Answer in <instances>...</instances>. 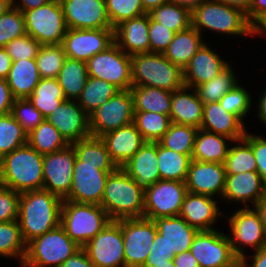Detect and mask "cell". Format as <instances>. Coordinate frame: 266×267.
<instances>
[{
  "mask_svg": "<svg viewBox=\"0 0 266 267\" xmlns=\"http://www.w3.org/2000/svg\"><path fill=\"white\" fill-rule=\"evenodd\" d=\"M68 29H113L105 0H59Z\"/></svg>",
  "mask_w": 266,
  "mask_h": 267,
  "instance_id": "cell-20",
  "label": "cell"
},
{
  "mask_svg": "<svg viewBox=\"0 0 266 267\" xmlns=\"http://www.w3.org/2000/svg\"><path fill=\"white\" fill-rule=\"evenodd\" d=\"M11 114L27 134L33 131L45 119L28 98L15 99Z\"/></svg>",
  "mask_w": 266,
  "mask_h": 267,
  "instance_id": "cell-52",
  "label": "cell"
},
{
  "mask_svg": "<svg viewBox=\"0 0 266 267\" xmlns=\"http://www.w3.org/2000/svg\"><path fill=\"white\" fill-rule=\"evenodd\" d=\"M76 151V157L84 164L97 165L101 170H116L118 167L112 161L105 142L101 137L88 136L71 143Z\"/></svg>",
  "mask_w": 266,
  "mask_h": 267,
  "instance_id": "cell-35",
  "label": "cell"
},
{
  "mask_svg": "<svg viewBox=\"0 0 266 267\" xmlns=\"http://www.w3.org/2000/svg\"><path fill=\"white\" fill-rule=\"evenodd\" d=\"M197 131L195 127L171 122L158 142L168 149L191 156Z\"/></svg>",
  "mask_w": 266,
  "mask_h": 267,
  "instance_id": "cell-45",
  "label": "cell"
},
{
  "mask_svg": "<svg viewBox=\"0 0 266 267\" xmlns=\"http://www.w3.org/2000/svg\"><path fill=\"white\" fill-rule=\"evenodd\" d=\"M266 15V0H252L250 10L246 14L248 21L253 24L260 17Z\"/></svg>",
  "mask_w": 266,
  "mask_h": 267,
  "instance_id": "cell-59",
  "label": "cell"
},
{
  "mask_svg": "<svg viewBox=\"0 0 266 267\" xmlns=\"http://www.w3.org/2000/svg\"><path fill=\"white\" fill-rule=\"evenodd\" d=\"M225 178L226 171L224 164L192 159L185 181L187 192L210 197L219 195L222 198L225 188Z\"/></svg>",
  "mask_w": 266,
  "mask_h": 267,
  "instance_id": "cell-21",
  "label": "cell"
},
{
  "mask_svg": "<svg viewBox=\"0 0 266 267\" xmlns=\"http://www.w3.org/2000/svg\"><path fill=\"white\" fill-rule=\"evenodd\" d=\"M265 183L257 171L226 174L222 197L230 202L240 201L245 208H249L248 201L255 206L263 199Z\"/></svg>",
  "mask_w": 266,
  "mask_h": 267,
  "instance_id": "cell-24",
  "label": "cell"
},
{
  "mask_svg": "<svg viewBox=\"0 0 266 267\" xmlns=\"http://www.w3.org/2000/svg\"><path fill=\"white\" fill-rule=\"evenodd\" d=\"M254 209L260 216V220L266 234V202L261 199L255 206Z\"/></svg>",
  "mask_w": 266,
  "mask_h": 267,
  "instance_id": "cell-67",
  "label": "cell"
},
{
  "mask_svg": "<svg viewBox=\"0 0 266 267\" xmlns=\"http://www.w3.org/2000/svg\"><path fill=\"white\" fill-rule=\"evenodd\" d=\"M204 43L201 34L190 26L175 33L163 55L173 64L184 69Z\"/></svg>",
  "mask_w": 266,
  "mask_h": 267,
  "instance_id": "cell-32",
  "label": "cell"
},
{
  "mask_svg": "<svg viewBox=\"0 0 266 267\" xmlns=\"http://www.w3.org/2000/svg\"><path fill=\"white\" fill-rule=\"evenodd\" d=\"M192 158L162 146L157 142V164L162 180L185 182Z\"/></svg>",
  "mask_w": 266,
  "mask_h": 267,
  "instance_id": "cell-37",
  "label": "cell"
},
{
  "mask_svg": "<svg viewBox=\"0 0 266 267\" xmlns=\"http://www.w3.org/2000/svg\"><path fill=\"white\" fill-rule=\"evenodd\" d=\"M157 228L147 218L122 219L125 267H143L152 248Z\"/></svg>",
  "mask_w": 266,
  "mask_h": 267,
  "instance_id": "cell-15",
  "label": "cell"
},
{
  "mask_svg": "<svg viewBox=\"0 0 266 267\" xmlns=\"http://www.w3.org/2000/svg\"><path fill=\"white\" fill-rule=\"evenodd\" d=\"M62 204L61 198L44 189L20 194L18 222L26 243L60 225Z\"/></svg>",
  "mask_w": 266,
  "mask_h": 267,
  "instance_id": "cell-1",
  "label": "cell"
},
{
  "mask_svg": "<svg viewBox=\"0 0 266 267\" xmlns=\"http://www.w3.org/2000/svg\"><path fill=\"white\" fill-rule=\"evenodd\" d=\"M28 100L46 118L66 98L56 78H41L33 93L28 97Z\"/></svg>",
  "mask_w": 266,
  "mask_h": 267,
  "instance_id": "cell-38",
  "label": "cell"
},
{
  "mask_svg": "<svg viewBox=\"0 0 266 267\" xmlns=\"http://www.w3.org/2000/svg\"><path fill=\"white\" fill-rule=\"evenodd\" d=\"M134 111H150L169 115L172 92L149 86H132Z\"/></svg>",
  "mask_w": 266,
  "mask_h": 267,
  "instance_id": "cell-34",
  "label": "cell"
},
{
  "mask_svg": "<svg viewBox=\"0 0 266 267\" xmlns=\"http://www.w3.org/2000/svg\"><path fill=\"white\" fill-rule=\"evenodd\" d=\"M228 219L231 229L229 234H232L229 236L232 251L239 259L245 255L242 248L246 245L255 251L266 246V234L256 210L250 207L239 208Z\"/></svg>",
  "mask_w": 266,
  "mask_h": 267,
  "instance_id": "cell-18",
  "label": "cell"
},
{
  "mask_svg": "<svg viewBox=\"0 0 266 267\" xmlns=\"http://www.w3.org/2000/svg\"><path fill=\"white\" fill-rule=\"evenodd\" d=\"M60 267H94V264L89 259L85 249L81 247L65 262H63Z\"/></svg>",
  "mask_w": 266,
  "mask_h": 267,
  "instance_id": "cell-58",
  "label": "cell"
},
{
  "mask_svg": "<svg viewBox=\"0 0 266 267\" xmlns=\"http://www.w3.org/2000/svg\"><path fill=\"white\" fill-rule=\"evenodd\" d=\"M231 7L242 10L245 14H247L250 10V6L252 0H215Z\"/></svg>",
  "mask_w": 266,
  "mask_h": 267,
  "instance_id": "cell-64",
  "label": "cell"
},
{
  "mask_svg": "<svg viewBox=\"0 0 266 267\" xmlns=\"http://www.w3.org/2000/svg\"><path fill=\"white\" fill-rule=\"evenodd\" d=\"M13 6V0H0V15Z\"/></svg>",
  "mask_w": 266,
  "mask_h": 267,
  "instance_id": "cell-71",
  "label": "cell"
},
{
  "mask_svg": "<svg viewBox=\"0 0 266 267\" xmlns=\"http://www.w3.org/2000/svg\"><path fill=\"white\" fill-rule=\"evenodd\" d=\"M142 5L144 7V10L149 13L151 12L154 8L159 7L163 3L168 2V0H141Z\"/></svg>",
  "mask_w": 266,
  "mask_h": 267,
  "instance_id": "cell-69",
  "label": "cell"
},
{
  "mask_svg": "<svg viewBox=\"0 0 266 267\" xmlns=\"http://www.w3.org/2000/svg\"><path fill=\"white\" fill-rule=\"evenodd\" d=\"M86 64L88 77L102 79L120 90L131 89V55L115 42L105 51L95 54Z\"/></svg>",
  "mask_w": 266,
  "mask_h": 267,
  "instance_id": "cell-10",
  "label": "cell"
},
{
  "mask_svg": "<svg viewBox=\"0 0 266 267\" xmlns=\"http://www.w3.org/2000/svg\"><path fill=\"white\" fill-rule=\"evenodd\" d=\"M88 78L86 62L66 58L57 76L66 100L77 101Z\"/></svg>",
  "mask_w": 266,
  "mask_h": 267,
  "instance_id": "cell-36",
  "label": "cell"
},
{
  "mask_svg": "<svg viewBox=\"0 0 266 267\" xmlns=\"http://www.w3.org/2000/svg\"><path fill=\"white\" fill-rule=\"evenodd\" d=\"M110 221L100 205L63 200L60 225L80 247L93 239Z\"/></svg>",
  "mask_w": 266,
  "mask_h": 267,
  "instance_id": "cell-7",
  "label": "cell"
},
{
  "mask_svg": "<svg viewBox=\"0 0 266 267\" xmlns=\"http://www.w3.org/2000/svg\"><path fill=\"white\" fill-rule=\"evenodd\" d=\"M144 192L160 180L157 164V142H145L121 167Z\"/></svg>",
  "mask_w": 266,
  "mask_h": 267,
  "instance_id": "cell-26",
  "label": "cell"
},
{
  "mask_svg": "<svg viewBox=\"0 0 266 267\" xmlns=\"http://www.w3.org/2000/svg\"><path fill=\"white\" fill-rule=\"evenodd\" d=\"M15 98L6 79H0V116L11 113Z\"/></svg>",
  "mask_w": 266,
  "mask_h": 267,
  "instance_id": "cell-57",
  "label": "cell"
},
{
  "mask_svg": "<svg viewBox=\"0 0 266 267\" xmlns=\"http://www.w3.org/2000/svg\"><path fill=\"white\" fill-rule=\"evenodd\" d=\"M76 151L66 148L43 156V189L64 200L70 191Z\"/></svg>",
  "mask_w": 266,
  "mask_h": 267,
  "instance_id": "cell-17",
  "label": "cell"
},
{
  "mask_svg": "<svg viewBox=\"0 0 266 267\" xmlns=\"http://www.w3.org/2000/svg\"><path fill=\"white\" fill-rule=\"evenodd\" d=\"M152 248L145 263H161L172 260L175 255L190 250L198 230L191 227L182 217H158Z\"/></svg>",
  "mask_w": 266,
  "mask_h": 267,
  "instance_id": "cell-5",
  "label": "cell"
},
{
  "mask_svg": "<svg viewBox=\"0 0 266 267\" xmlns=\"http://www.w3.org/2000/svg\"><path fill=\"white\" fill-rule=\"evenodd\" d=\"M12 59L5 47H0V79H6L11 69Z\"/></svg>",
  "mask_w": 266,
  "mask_h": 267,
  "instance_id": "cell-62",
  "label": "cell"
},
{
  "mask_svg": "<svg viewBox=\"0 0 266 267\" xmlns=\"http://www.w3.org/2000/svg\"><path fill=\"white\" fill-rule=\"evenodd\" d=\"M132 86H149L170 92L185 86L183 69L163 53H137L131 55Z\"/></svg>",
  "mask_w": 266,
  "mask_h": 267,
  "instance_id": "cell-4",
  "label": "cell"
},
{
  "mask_svg": "<svg viewBox=\"0 0 266 267\" xmlns=\"http://www.w3.org/2000/svg\"><path fill=\"white\" fill-rule=\"evenodd\" d=\"M54 0H20L19 4L16 3V0H13V6L20 10L22 13L37 7H41L44 4H47Z\"/></svg>",
  "mask_w": 266,
  "mask_h": 267,
  "instance_id": "cell-63",
  "label": "cell"
},
{
  "mask_svg": "<svg viewBox=\"0 0 266 267\" xmlns=\"http://www.w3.org/2000/svg\"><path fill=\"white\" fill-rule=\"evenodd\" d=\"M27 143L42 155L62 150L69 145L46 119L27 135Z\"/></svg>",
  "mask_w": 266,
  "mask_h": 267,
  "instance_id": "cell-40",
  "label": "cell"
},
{
  "mask_svg": "<svg viewBox=\"0 0 266 267\" xmlns=\"http://www.w3.org/2000/svg\"><path fill=\"white\" fill-rule=\"evenodd\" d=\"M133 123L146 142H158L168 131L170 116L150 111H134Z\"/></svg>",
  "mask_w": 266,
  "mask_h": 267,
  "instance_id": "cell-41",
  "label": "cell"
},
{
  "mask_svg": "<svg viewBox=\"0 0 266 267\" xmlns=\"http://www.w3.org/2000/svg\"><path fill=\"white\" fill-rule=\"evenodd\" d=\"M149 53H164L173 40L175 32L161 23L154 21L149 15Z\"/></svg>",
  "mask_w": 266,
  "mask_h": 267,
  "instance_id": "cell-54",
  "label": "cell"
},
{
  "mask_svg": "<svg viewBox=\"0 0 266 267\" xmlns=\"http://www.w3.org/2000/svg\"><path fill=\"white\" fill-rule=\"evenodd\" d=\"M186 194L185 182L160 179L144 193V218L179 216Z\"/></svg>",
  "mask_w": 266,
  "mask_h": 267,
  "instance_id": "cell-14",
  "label": "cell"
},
{
  "mask_svg": "<svg viewBox=\"0 0 266 267\" xmlns=\"http://www.w3.org/2000/svg\"><path fill=\"white\" fill-rule=\"evenodd\" d=\"M25 34V19L20 10L12 6L0 15V47H6L9 42Z\"/></svg>",
  "mask_w": 266,
  "mask_h": 267,
  "instance_id": "cell-50",
  "label": "cell"
},
{
  "mask_svg": "<svg viewBox=\"0 0 266 267\" xmlns=\"http://www.w3.org/2000/svg\"><path fill=\"white\" fill-rule=\"evenodd\" d=\"M214 197L187 192L179 216L198 231L213 230V223L222 215Z\"/></svg>",
  "mask_w": 266,
  "mask_h": 267,
  "instance_id": "cell-29",
  "label": "cell"
},
{
  "mask_svg": "<svg viewBox=\"0 0 266 267\" xmlns=\"http://www.w3.org/2000/svg\"><path fill=\"white\" fill-rule=\"evenodd\" d=\"M27 135L11 113L0 116V152L3 155L27 144Z\"/></svg>",
  "mask_w": 266,
  "mask_h": 267,
  "instance_id": "cell-48",
  "label": "cell"
},
{
  "mask_svg": "<svg viewBox=\"0 0 266 267\" xmlns=\"http://www.w3.org/2000/svg\"><path fill=\"white\" fill-rule=\"evenodd\" d=\"M263 200L266 202V183H265V188H264Z\"/></svg>",
  "mask_w": 266,
  "mask_h": 267,
  "instance_id": "cell-73",
  "label": "cell"
},
{
  "mask_svg": "<svg viewBox=\"0 0 266 267\" xmlns=\"http://www.w3.org/2000/svg\"><path fill=\"white\" fill-rule=\"evenodd\" d=\"M83 248L94 267H125L122 219L111 220Z\"/></svg>",
  "mask_w": 266,
  "mask_h": 267,
  "instance_id": "cell-12",
  "label": "cell"
},
{
  "mask_svg": "<svg viewBox=\"0 0 266 267\" xmlns=\"http://www.w3.org/2000/svg\"><path fill=\"white\" fill-rule=\"evenodd\" d=\"M113 171L115 170H101L97 165L84 164L76 157L72 185L64 200L101 205L107 178Z\"/></svg>",
  "mask_w": 266,
  "mask_h": 267,
  "instance_id": "cell-16",
  "label": "cell"
},
{
  "mask_svg": "<svg viewBox=\"0 0 266 267\" xmlns=\"http://www.w3.org/2000/svg\"><path fill=\"white\" fill-rule=\"evenodd\" d=\"M133 119L131 90H120L89 115L90 135L101 137L109 131L132 123Z\"/></svg>",
  "mask_w": 266,
  "mask_h": 267,
  "instance_id": "cell-13",
  "label": "cell"
},
{
  "mask_svg": "<svg viewBox=\"0 0 266 267\" xmlns=\"http://www.w3.org/2000/svg\"><path fill=\"white\" fill-rule=\"evenodd\" d=\"M43 156L28 143L4 155L0 185L20 194L43 189Z\"/></svg>",
  "mask_w": 266,
  "mask_h": 267,
  "instance_id": "cell-2",
  "label": "cell"
},
{
  "mask_svg": "<svg viewBox=\"0 0 266 267\" xmlns=\"http://www.w3.org/2000/svg\"><path fill=\"white\" fill-rule=\"evenodd\" d=\"M259 106L258 108V116L261 121H263L264 124H266V89L264 91V94L259 100Z\"/></svg>",
  "mask_w": 266,
  "mask_h": 267,
  "instance_id": "cell-68",
  "label": "cell"
},
{
  "mask_svg": "<svg viewBox=\"0 0 266 267\" xmlns=\"http://www.w3.org/2000/svg\"><path fill=\"white\" fill-rule=\"evenodd\" d=\"M144 191L121 168L107 178L101 207L111 220L144 217Z\"/></svg>",
  "mask_w": 266,
  "mask_h": 267,
  "instance_id": "cell-3",
  "label": "cell"
},
{
  "mask_svg": "<svg viewBox=\"0 0 266 267\" xmlns=\"http://www.w3.org/2000/svg\"><path fill=\"white\" fill-rule=\"evenodd\" d=\"M41 44L29 34L15 38L6 45V50L12 61L33 59L38 55Z\"/></svg>",
  "mask_w": 266,
  "mask_h": 267,
  "instance_id": "cell-53",
  "label": "cell"
},
{
  "mask_svg": "<svg viewBox=\"0 0 266 267\" xmlns=\"http://www.w3.org/2000/svg\"><path fill=\"white\" fill-rule=\"evenodd\" d=\"M190 252L200 267H240V259L232 251L229 236L222 231H198Z\"/></svg>",
  "mask_w": 266,
  "mask_h": 267,
  "instance_id": "cell-11",
  "label": "cell"
},
{
  "mask_svg": "<svg viewBox=\"0 0 266 267\" xmlns=\"http://www.w3.org/2000/svg\"><path fill=\"white\" fill-rule=\"evenodd\" d=\"M226 62L205 42L183 69L185 86L195 89L198 85L212 80L229 66Z\"/></svg>",
  "mask_w": 266,
  "mask_h": 267,
  "instance_id": "cell-23",
  "label": "cell"
},
{
  "mask_svg": "<svg viewBox=\"0 0 266 267\" xmlns=\"http://www.w3.org/2000/svg\"><path fill=\"white\" fill-rule=\"evenodd\" d=\"M80 248L59 225L29 241L25 258L40 267H60Z\"/></svg>",
  "mask_w": 266,
  "mask_h": 267,
  "instance_id": "cell-8",
  "label": "cell"
},
{
  "mask_svg": "<svg viewBox=\"0 0 266 267\" xmlns=\"http://www.w3.org/2000/svg\"><path fill=\"white\" fill-rule=\"evenodd\" d=\"M101 138L117 167L127 163L146 142L133 122L109 131Z\"/></svg>",
  "mask_w": 266,
  "mask_h": 267,
  "instance_id": "cell-25",
  "label": "cell"
},
{
  "mask_svg": "<svg viewBox=\"0 0 266 267\" xmlns=\"http://www.w3.org/2000/svg\"><path fill=\"white\" fill-rule=\"evenodd\" d=\"M253 263V264H252ZM250 267H266V246L256 250ZM246 254L240 259V267H249Z\"/></svg>",
  "mask_w": 266,
  "mask_h": 267,
  "instance_id": "cell-60",
  "label": "cell"
},
{
  "mask_svg": "<svg viewBox=\"0 0 266 267\" xmlns=\"http://www.w3.org/2000/svg\"><path fill=\"white\" fill-rule=\"evenodd\" d=\"M41 80L36 59L12 61L6 81L15 99L28 98Z\"/></svg>",
  "mask_w": 266,
  "mask_h": 267,
  "instance_id": "cell-31",
  "label": "cell"
},
{
  "mask_svg": "<svg viewBox=\"0 0 266 267\" xmlns=\"http://www.w3.org/2000/svg\"><path fill=\"white\" fill-rule=\"evenodd\" d=\"M3 156H4V155L0 152V164L2 163Z\"/></svg>",
  "mask_w": 266,
  "mask_h": 267,
  "instance_id": "cell-74",
  "label": "cell"
},
{
  "mask_svg": "<svg viewBox=\"0 0 266 267\" xmlns=\"http://www.w3.org/2000/svg\"><path fill=\"white\" fill-rule=\"evenodd\" d=\"M226 139L232 142L230 138L199 128L191 158L196 161L224 164L229 150Z\"/></svg>",
  "mask_w": 266,
  "mask_h": 267,
  "instance_id": "cell-33",
  "label": "cell"
},
{
  "mask_svg": "<svg viewBox=\"0 0 266 267\" xmlns=\"http://www.w3.org/2000/svg\"><path fill=\"white\" fill-rule=\"evenodd\" d=\"M66 58L62 44L41 45L35 58L41 78H57Z\"/></svg>",
  "mask_w": 266,
  "mask_h": 267,
  "instance_id": "cell-47",
  "label": "cell"
},
{
  "mask_svg": "<svg viewBox=\"0 0 266 267\" xmlns=\"http://www.w3.org/2000/svg\"><path fill=\"white\" fill-rule=\"evenodd\" d=\"M105 3L113 29L126 20L147 13L141 0H105Z\"/></svg>",
  "mask_w": 266,
  "mask_h": 267,
  "instance_id": "cell-49",
  "label": "cell"
},
{
  "mask_svg": "<svg viewBox=\"0 0 266 267\" xmlns=\"http://www.w3.org/2000/svg\"><path fill=\"white\" fill-rule=\"evenodd\" d=\"M245 128L244 123L226 111L219 101L204 104L200 129L230 138L234 143L244 138Z\"/></svg>",
  "mask_w": 266,
  "mask_h": 267,
  "instance_id": "cell-27",
  "label": "cell"
},
{
  "mask_svg": "<svg viewBox=\"0 0 266 267\" xmlns=\"http://www.w3.org/2000/svg\"><path fill=\"white\" fill-rule=\"evenodd\" d=\"M20 193L0 185V222L18 220Z\"/></svg>",
  "mask_w": 266,
  "mask_h": 267,
  "instance_id": "cell-55",
  "label": "cell"
},
{
  "mask_svg": "<svg viewBox=\"0 0 266 267\" xmlns=\"http://www.w3.org/2000/svg\"><path fill=\"white\" fill-rule=\"evenodd\" d=\"M26 250L18 220L0 222V256L20 260L25 258Z\"/></svg>",
  "mask_w": 266,
  "mask_h": 267,
  "instance_id": "cell-43",
  "label": "cell"
},
{
  "mask_svg": "<svg viewBox=\"0 0 266 267\" xmlns=\"http://www.w3.org/2000/svg\"><path fill=\"white\" fill-rule=\"evenodd\" d=\"M114 43V29H68L62 45L68 58L87 62Z\"/></svg>",
  "mask_w": 266,
  "mask_h": 267,
  "instance_id": "cell-19",
  "label": "cell"
},
{
  "mask_svg": "<svg viewBox=\"0 0 266 267\" xmlns=\"http://www.w3.org/2000/svg\"><path fill=\"white\" fill-rule=\"evenodd\" d=\"M234 73L232 66L229 65L212 80L198 85L195 90L199 99L204 104L219 101L228 91L238 84V77Z\"/></svg>",
  "mask_w": 266,
  "mask_h": 267,
  "instance_id": "cell-42",
  "label": "cell"
},
{
  "mask_svg": "<svg viewBox=\"0 0 266 267\" xmlns=\"http://www.w3.org/2000/svg\"><path fill=\"white\" fill-rule=\"evenodd\" d=\"M26 34L41 45L62 44L68 27L59 0L23 12Z\"/></svg>",
  "mask_w": 266,
  "mask_h": 267,
  "instance_id": "cell-9",
  "label": "cell"
},
{
  "mask_svg": "<svg viewBox=\"0 0 266 267\" xmlns=\"http://www.w3.org/2000/svg\"><path fill=\"white\" fill-rule=\"evenodd\" d=\"M143 267H175L173 260L161 262V263H145Z\"/></svg>",
  "mask_w": 266,
  "mask_h": 267,
  "instance_id": "cell-70",
  "label": "cell"
},
{
  "mask_svg": "<svg viewBox=\"0 0 266 267\" xmlns=\"http://www.w3.org/2000/svg\"><path fill=\"white\" fill-rule=\"evenodd\" d=\"M172 260L175 267H200L190 250L175 255Z\"/></svg>",
  "mask_w": 266,
  "mask_h": 267,
  "instance_id": "cell-61",
  "label": "cell"
},
{
  "mask_svg": "<svg viewBox=\"0 0 266 267\" xmlns=\"http://www.w3.org/2000/svg\"><path fill=\"white\" fill-rule=\"evenodd\" d=\"M75 102L64 100L45 118L69 144L90 136L89 116Z\"/></svg>",
  "mask_w": 266,
  "mask_h": 267,
  "instance_id": "cell-22",
  "label": "cell"
},
{
  "mask_svg": "<svg viewBox=\"0 0 266 267\" xmlns=\"http://www.w3.org/2000/svg\"><path fill=\"white\" fill-rule=\"evenodd\" d=\"M251 147L255 155L257 172L266 182V140L262 136L246 134L243 138Z\"/></svg>",
  "mask_w": 266,
  "mask_h": 267,
  "instance_id": "cell-56",
  "label": "cell"
},
{
  "mask_svg": "<svg viewBox=\"0 0 266 267\" xmlns=\"http://www.w3.org/2000/svg\"><path fill=\"white\" fill-rule=\"evenodd\" d=\"M149 13L126 20L114 28V42L128 55L149 53Z\"/></svg>",
  "mask_w": 266,
  "mask_h": 267,
  "instance_id": "cell-28",
  "label": "cell"
},
{
  "mask_svg": "<svg viewBox=\"0 0 266 267\" xmlns=\"http://www.w3.org/2000/svg\"><path fill=\"white\" fill-rule=\"evenodd\" d=\"M219 103L226 111L235 114L244 123L243 119L249 112L252 102L249 92L236 84L219 100Z\"/></svg>",
  "mask_w": 266,
  "mask_h": 267,
  "instance_id": "cell-51",
  "label": "cell"
},
{
  "mask_svg": "<svg viewBox=\"0 0 266 267\" xmlns=\"http://www.w3.org/2000/svg\"><path fill=\"white\" fill-rule=\"evenodd\" d=\"M205 1L207 0H168V2L187 8L190 12Z\"/></svg>",
  "mask_w": 266,
  "mask_h": 267,
  "instance_id": "cell-65",
  "label": "cell"
},
{
  "mask_svg": "<svg viewBox=\"0 0 266 267\" xmlns=\"http://www.w3.org/2000/svg\"><path fill=\"white\" fill-rule=\"evenodd\" d=\"M266 34V15L260 17L257 21L252 24V34L254 35H265Z\"/></svg>",
  "mask_w": 266,
  "mask_h": 267,
  "instance_id": "cell-66",
  "label": "cell"
},
{
  "mask_svg": "<svg viewBox=\"0 0 266 267\" xmlns=\"http://www.w3.org/2000/svg\"><path fill=\"white\" fill-rule=\"evenodd\" d=\"M191 26L200 34L206 28L227 35H252V24L242 10L215 0H207L191 12Z\"/></svg>",
  "mask_w": 266,
  "mask_h": 267,
  "instance_id": "cell-6",
  "label": "cell"
},
{
  "mask_svg": "<svg viewBox=\"0 0 266 267\" xmlns=\"http://www.w3.org/2000/svg\"><path fill=\"white\" fill-rule=\"evenodd\" d=\"M190 88L184 86L172 92L170 120L176 124L201 127L204 103L199 99L195 89L193 94Z\"/></svg>",
  "mask_w": 266,
  "mask_h": 267,
  "instance_id": "cell-30",
  "label": "cell"
},
{
  "mask_svg": "<svg viewBox=\"0 0 266 267\" xmlns=\"http://www.w3.org/2000/svg\"><path fill=\"white\" fill-rule=\"evenodd\" d=\"M236 142L238 145L229 147L227 153L224 163L226 174L257 171L256 159L252 147L244 139L237 140Z\"/></svg>",
  "mask_w": 266,
  "mask_h": 267,
  "instance_id": "cell-46",
  "label": "cell"
},
{
  "mask_svg": "<svg viewBox=\"0 0 266 267\" xmlns=\"http://www.w3.org/2000/svg\"><path fill=\"white\" fill-rule=\"evenodd\" d=\"M150 17L175 33L191 26V12L184 7L166 2L149 12Z\"/></svg>",
  "mask_w": 266,
  "mask_h": 267,
  "instance_id": "cell-44",
  "label": "cell"
},
{
  "mask_svg": "<svg viewBox=\"0 0 266 267\" xmlns=\"http://www.w3.org/2000/svg\"><path fill=\"white\" fill-rule=\"evenodd\" d=\"M119 91L120 89L111 83L95 77H88L77 103L89 116Z\"/></svg>",
  "mask_w": 266,
  "mask_h": 267,
  "instance_id": "cell-39",
  "label": "cell"
},
{
  "mask_svg": "<svg viewBox=\"0 0 266 267\" xmlns=\"http://www.w3.org/2000/svg\"><path fill=\"white\" fill-rule=\"evenodd\" d=\"M21 266L20 267H40L29 262L26 258L20 259Z\"/></svg>",
  "mask_w": 266,
  "mask_h": 267,
  "instance_id": "cell-72",
  "label": "cell"
}]
</instances>
